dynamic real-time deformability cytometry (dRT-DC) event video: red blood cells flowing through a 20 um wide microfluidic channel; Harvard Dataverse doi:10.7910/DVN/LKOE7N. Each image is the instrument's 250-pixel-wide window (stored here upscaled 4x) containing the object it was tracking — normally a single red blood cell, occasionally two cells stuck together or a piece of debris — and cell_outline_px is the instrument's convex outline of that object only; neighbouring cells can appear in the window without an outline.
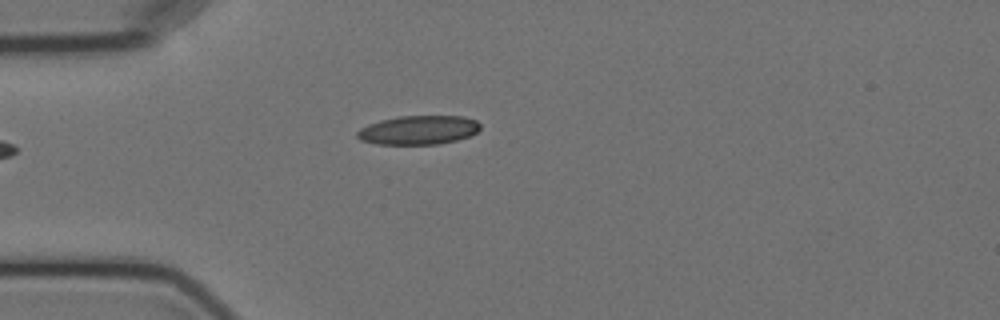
{"species": "Egyptian fruit bat (a non-hibernating species)", "species_latin": "Rousettus aegyptiacus", "temperature_condition": "cold", "stored_images_in_passage": 1, "camera_frame_rate_fps": 3000, "um_per_image_px": 0.085, "animal": {"sex": "female"}, "frame": {"image": 1, "passage_image": 1, "time_ms": 0.0, "image_size_px": [1000, 320], "cell_outline_px": [[480, 128], [476, 132], [468, 136], [456, 140], [440, 144], [376, 144], [360, 140], [356, 136], [356, 132], [360, 128], [368, 124], [380, 120], [400, 116], [464, 116], [476, 120], [480, 124]], "centroid_in_image_um": [35.55, 11.05], "position_along_channel_um": 49.5, "area_um2": 20.81}}